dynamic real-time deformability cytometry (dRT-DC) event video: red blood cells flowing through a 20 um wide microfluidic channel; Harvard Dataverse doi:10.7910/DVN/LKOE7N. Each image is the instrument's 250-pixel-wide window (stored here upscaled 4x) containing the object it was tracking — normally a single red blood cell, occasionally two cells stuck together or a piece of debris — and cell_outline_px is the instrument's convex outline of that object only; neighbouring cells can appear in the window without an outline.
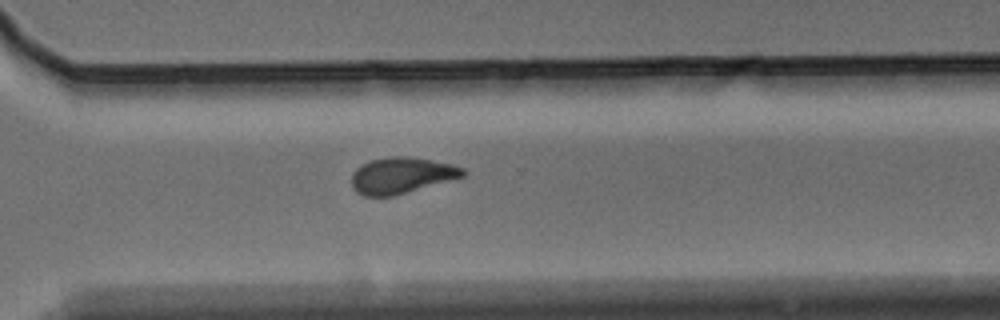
{"species": "Egyptian fruit bat (a non-hibernating species)", "species_latin": "Rousettus aegyptiacus", "temperature_condition": "warm", "stored_images_in_passage": 10, "camera_frame_rate_fps": 3000, "um_per_image_px": 0.085, "animal": {"sex": "male"}, "frame": {"image": 1, "passage_image": 10, "time_ms": 3.0, "image_size_px": [1000, 320], "cell_outline_px": [[468, 172], [464, 176], [392, 196], [364, 196], [356, 192], [352, 188], [352, 172], [356, 168], [372, 160], [388, 156], [408, 156], [452, 164], [464, 168]], "centroid_in_image_um": [34.12, 14.9], "position_along_channel_um": 336.5, "area_um2": 23.29}}